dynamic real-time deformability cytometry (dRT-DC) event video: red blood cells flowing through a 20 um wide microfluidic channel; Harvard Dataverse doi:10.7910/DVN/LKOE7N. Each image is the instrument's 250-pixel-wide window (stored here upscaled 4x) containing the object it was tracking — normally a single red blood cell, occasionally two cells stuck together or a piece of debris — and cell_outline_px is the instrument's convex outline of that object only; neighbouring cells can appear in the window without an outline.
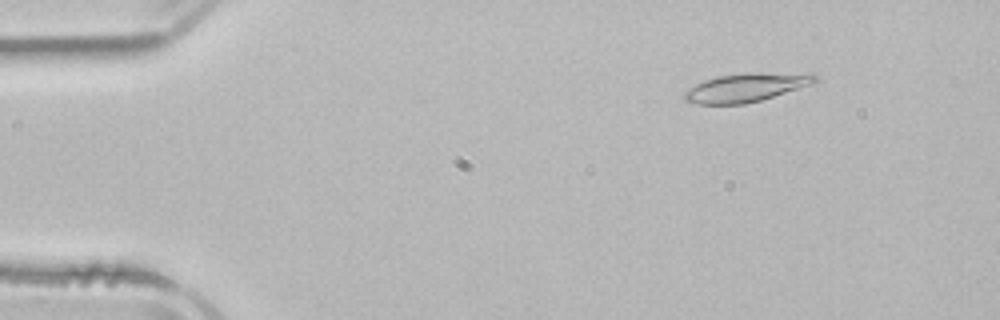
{"species": "common noctule bat (a hibernating species)", "species_latin": "Nyctalus noctula", "temperature_condition": "room temperature", "stored_images_in_passage": 4, "camera_frame_rate_fps": 3000, "um_per_image_px": 0.085, "animal": {"sex": "male", "body_mass_g": 21.5, "forearm_length_mm": 52.0}, "frame": {"image": 1, "passage_image": 2, "time_ms": 1.0, "image_size_px": [1000, 320], "cell_outline_px": [[820, 80], [812, 84], [760, 100], [744, 104], [692, 104], [684, 100], [684, 92], [688, 88], [704, 80], [716, 76], [744, 72], [812, 72]], "centroid_in_image_um": [63.45, 7.41], "position_along_channel_um": 21.5, "area_um2": 22.25}}
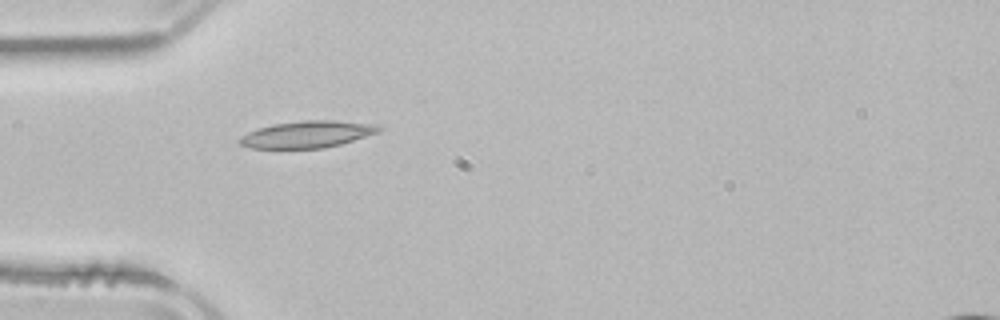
{"frame": {"image": 2, "passage_image": 4, "time_ms": 4.0, "image_size_px": [1000, 320], "cell_outline_px": [[384, 128], [380, 132], [340, 144], [324, 148], [252, 148], [240, 144], [236, 140], [240, 136], [248, 132], [272, 124], [304, 120], [336, 120], [376, 124]], "centroid_in_image_um": [26.14, 11.41], "position_along_channel_um": 58.9, "area_um2": 21.85}}